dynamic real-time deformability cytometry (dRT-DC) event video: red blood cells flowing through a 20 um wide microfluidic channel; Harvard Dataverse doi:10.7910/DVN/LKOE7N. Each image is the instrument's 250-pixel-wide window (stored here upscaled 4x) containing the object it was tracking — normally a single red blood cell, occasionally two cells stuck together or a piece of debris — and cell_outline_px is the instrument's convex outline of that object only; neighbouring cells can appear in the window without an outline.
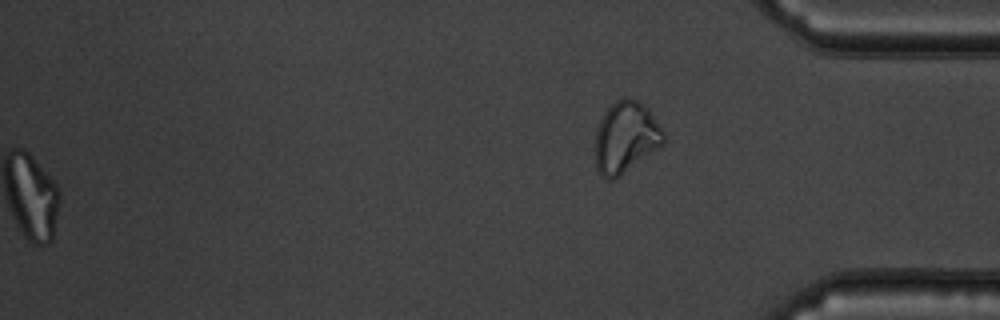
{"species": "common noctule bat (a hibernating species)", "species_latin": "Nyctalus noctula", "temperature_condition": "warm", "stored_images_in_passage": 49, "segment_of_instrument_passage": [2, 2], "camera_frame_rate_fps": 3000, "um_per_image_px": 0.085, "animal": {"sex": "male", "body_mass_g": 19.5, "forearm_length_mm": 54.6}, "frame": {"image": 1, "passage_image": 49, "time_ms": 16.0, "image_size_px": [1000, 320], "cell_outline_px": [[668, 140], [664, 144], [616, 180], [608, 180], [596, 168], [596, 128], [604, 112], [616, 100], [628, 96], [644, 104], [648, 108], [664, 132]], "centroid_in_image_um": [53.22, 11.68], "position_along_channel_um": 382.0, "area_um2": 28.73}}